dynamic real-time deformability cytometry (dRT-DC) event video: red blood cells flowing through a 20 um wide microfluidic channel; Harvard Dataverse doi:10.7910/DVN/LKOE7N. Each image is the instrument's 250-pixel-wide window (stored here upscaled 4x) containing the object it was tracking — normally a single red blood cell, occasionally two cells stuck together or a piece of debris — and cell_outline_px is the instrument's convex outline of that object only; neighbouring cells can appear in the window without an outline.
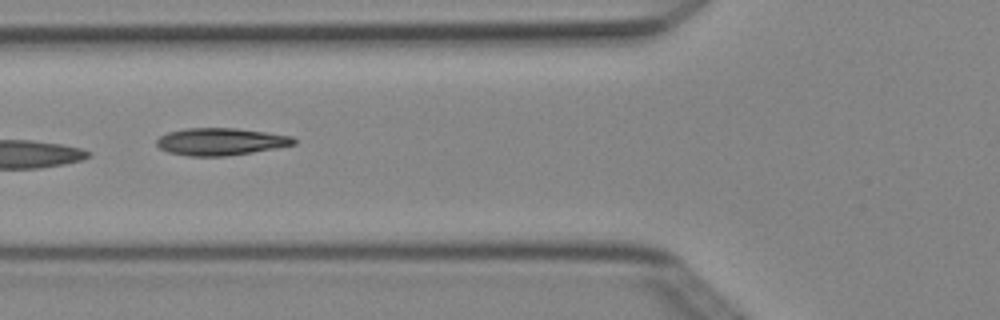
{"species": "Egyptian fruit bat (a non-hibernating species)", "species_latin": "Rousettus aegyptiacus", "temperature_condition": "cold", "stored_images_in_passage": 6, "camera_frame_rate_fps": 3000, "um_per_image_px": 0.085, "animal": {"sex": "female"}, "frame": {"image": 1, "passage_image": 6, "time_ms": 1.667, "image_size_px": [1000, 320], "cell_outline_px": [[296, 144], [276, 148], [252, 152], [224, 156], [188, 156], [168, 152], [160, 148], [156, 144], [156, 140], [160, 136], [168, 132], [184, 128], [236, 128], [292, 136], [296, 140]], "centroid_in_image_um": [18.73, 12.03], "position_along_channel_um": 107.1, "area_um2": 21.73}}